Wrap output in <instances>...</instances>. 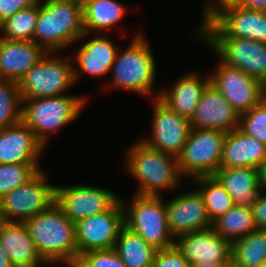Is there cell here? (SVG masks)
<instances>
[{"mask_svg":"<svg viewBox=\"0 0 266 267\" xmlns=\"http://www.w3.org/2000/svg\"><path fill=\"white\" fill-rule=\"evenodd\" d=\"M24 223L39 255L49 266L77 261L75 223L56 202Z\"/></svg>","mask_w":266,"mask_h":267,"instance_id":"cell-1","label":"cell"},{"mask_svg":"<svg viewBox=\"0 0 266 267\" xmlns=\"http://www.w3.org/2000/svg\"><path fill=\"white\" fill-rule=\"evenodd\" d=\"M125 155L127 173L139 182L134 194L162 196V190L180 187L183 175L177 157L157 151L141 140L134 143Z\"/></svg>","mask_w":266,"mask_h":267,"instance_id":"cell-2","label":"cell"},{"mask_svg":"<svg viewBox=\"0 0 266 267\" xmlns=\"http://www.w3.org/2000/svg\"><path fill=\"white\" fill-rule=\"evenodd\" d=\"M84 34L82 3L41 0L33 42L47 52L65 51Z\"/></svg>","mask_w":266,"mask_h":267,"instance_id":"cell-3","label":"cell"},{"mask_svg":"<svg viewBox=\"0 0 266 267\" xmlns=\"http://www.w3.org/2000/svg\"><path fill=\"white\" fill-rule=\"evenodd\" d=\"M146 37L140 32L135 34L126 49L121 53L117 52L108 87L131 91L142 97H159L160 92L154 93L156 57Z\"/></svg>","mask_w":266,"mask_h":267,"instance_id":"cell-4","label":"cell"},{"mask_svg":"<svg viewBox=\"0 0 266 267\" xmlns=\"http://www.w3.org/2000/svg\"><path fill=\"white\" fill-rule=\"evenodd\" d=\"M86 99L82 95L67 93L53 97L21 99V121L46 148L52 133L58 132L80 116Z\"/></svg>","mask_w":266,"mask_h":267,"instance_id":"cell-5","label":"cell"},{"mask_svg":"<svg viewBox=\"0 0 266 267\" xmlns=\"http://www.w3.org/2000/svg\"><path fill=\"white\" fill-rule=\"evenodd\" d=\"M202 11L195 38L238 37L266 43V12L248 10L241 5L203 8Z\"/></svg>","mask_w":266,"mask_h":267,"instance_id":"cell-6","label":"cell"},{"mask_svg":"<svg viewBox=\"0 0 266 267\" xmlns=\"http://www.w3.org/2000/svg\"><path fill=\"white\" fill-rule=\"evenodd\" d=\"M162 198L136 194L130 202L120 198L124 208L125 226L156 250L172 247L175 243L168 228L165 202Z\"/></svg>","mask_w":266,"mask_h":267,"instance_id":"cell-7","label":"cell"},{"mask_svg":"<svg viewBox=\"0 0 266 267\" xmlns=\"http://www.w3.org/2000/svg\"><path fill=\"white\" fill-rule=\"evenodd\" d=\"M46 55L18 82L21 99L53 97L65 94L75 84L73 55ZM53 56V57H52Z\"/></svg>","mask_w":266,"mask_h":267,"instance_id":"cell-8","label":"cell"},{"mask_svg":"<svg viewBox=\"0 0 266 267\" xmlns=\"http://www.w3.org/2000/svg\"><path fill=\"white\" fill-rule=\"evenodd\" d=\"M43 169L29 181L0 199V221L24 222L56 202V185H51Z\"/></svg>","mask_w":266,"mask_h":267,"instance_id":"cell-9","label":"cell"},{"mask_svg":"<svg viewBox=\"0 0 266 267\" xmlns=\"http://www.w3.org/2000/svg\"><path fill=\"white\" fill-rule=\"evenodd\" d=\"M225 136L217 130L192 128L177 156L183 178L214 176L220 168Z\"/></svg>","mask_w":266,"mask_h":267,"instance_id":"cell-10","label":"cell"},{"mask_svg":"<svg viewBox=\"0 0 266 267\" xmlns=\"http://www.w3.org/2000/svg\"><path fill=\"white\" fill-rule=\"evenodd\" d=\"M212 48L219 59L266 86V43L245 38H198Z\"/></svg>","mask_w":266,"mask_h":267,"instance_id":"cell-11","label":"cell"},{"mask_svg":"<svg viewBox=\"0 0 266 267\" xmlns=\"http://www.w3.org/2000/svg\"><path fill=\"white\" fill-rule=\"evenodd\" d=\"M210 73V83L241 115L258 105L266 97V86L258 79L221 60Z\"/></svg>","mask_w":266,"mask_h":267,"instance_id":"cell-12","label":"cell"},{"mask_svg":"<svg viewBox=\"0 0 266 267\" xmlns=\"http://www.w3.org/2000/svg\"><path fill=\"white\" fill-rule=\"evenodd\" d=\"M124 225L121 199L110 210L77 221L75 223L77 259L79 255L89 251L114 248Z\"/></svg>","mask_w":266,"mask_h":267,"instance_id":"cell-13","label":"cell"},{"mask_svg":"<svg viewBox=\"0 0 266 267\" xmlns=\"http://www.w3.org/2000/svg\"><path fill=\"white\" fill-rule=\"evenodd\" d=\"M153 115L150 137L141 138L147 146L177 157L192 129L189 119L178 115L159 98H152Z\"/></svg>","mask_w":266,"mask_h":267,"instance_id":"cell-14","label":"cell"},{"mask_svg":"<svg viewBox=\"0 0 266 267\" xmlns=\"http://www.w3.org/2000/svg\"><path fill=\"white\" fill-rule=\"evenodd\" d=\"M119 200V194L93 185H56V203L73 223L110 210Z\"/></svg>","mask_w":266,"mask_h":267,"instance_id":"cell-15","label":"cell"},{"mask_svg":"<svg viewBox=\"0 0 266 267\" xmlns=\"http://www.w3.org/2000/svg\"><path fill=\"white\" fill-rule=\"evenodd\" d=\"M193 189L165 201L168 228L174 238L193 231L209 229L213 225L203 196L196 187Z\"/></svg>","mask_w":266,"mask_h":267,"instance_id":"cell-16","label":"cell"},{"mask_svg":"<svg viewBox=\"0 0 266 267\" xmlns=\"http://www.w3.org/2000/svg\"><path fill=\"white\" fill-rule=\"evenodd\" d=\"M174 245L190 266L209 262L225 263L231 259L232 243L212 227L182 234L175 238Z\"/></svg>","mask_w":266,"mask_h":267,"instance_id":"cell-17","label":"cell"},{"mask_svg":"<svg viewBox=\"0 0 266 267\" xmlns=\"http://www.w3.org/2000/svg\"><path fill=\"white\" fill-rule=\"evenodd\" d=\"M190 122L192 128L228 133L239 128L240 114L213 84L209 83L198 101Z\"/></svg>","mask_w":266,"mask_h":267,"instance_id":"cell-18","label":"cell"},{"mask_svg":"<svg viewBox=\"0 0 266 267\" xmlns=\"http://www.w3.org/2000/svg\"><path fill=\"white\" fill-rule=\"evenodd\" d=\"M45 150L22 121L0 130V164H39Z\"/></svg>","mask_w":266,"mask_h":267,"instance_id":"cell-19","label":"cell"},{"mask_svg":"<svg viewBox=\"0 0 266 267\" xmlns=\"http://www.w3.org/2000/svg\"><path fill=\"white\" fill-rule=\"evenodd\" d=\"M88 41H84L82 46L74 54L73 60L74 81L77 83L82 74L87 73L92 77H104L110 73L118 52L117 45L108 39L105 34H95Z\"/></svg>","mask_w":266,"mask_h":267,"instance_id":"cell-20","label":"cell"},{"mask_svg":"<svg viewBox=\"0 0 266 267\" xmlns=\"http://www.w3.org/2000/svg\"><path fill=\"white\" fill-rule=\"evenodd\" d=\"M47 51L33 41L0 38V78L19 82Z\"/></svg>","mask_w":266,"mask_h":267,"instance_id":"cell-21","label":"cell"},{"mask_svg":"<svg viewBox=\"0 0 266 267\" xmlns=\"http://www.w3.org/2000/svg\"><path fill=\"white\" fill-rule=\"evenodd\" d=\"M0 240L13 267L49 266L39 255L24 222L0 221Z\"/></svg>","mask_w":266,"mask_h":267,"instance_id":"cell-22","label":"cell"},{"mask_svg":"<svg viewBox=\"0 0 266 267\" xmlns=\"http://www.w3.org/2000/svg\"><path fill=\"white\" fill-rule=\"evenodd\" d=\"M199 74L192 71L182 75L171 88L160 90L158 98L178 115L191 120L203 91L210 83L209 73L205 77Z\"/></svg>","mask_w":266,"mask_h":267,"instance_id":"cell-23","label":"cell"},{"mask_svg":"<svg viewBox=\"0 0 266 267\" xmlns=\"http://www.w3.org/2000/svg\"><path fill=\"white\" fill-rule=\"evenodd\" d=\"M266 158V144L239 128L226 133L220 168H258Z\"/></svg>","mask_w":266,"mask_h":267,"instance_id":"cell-24","label":"cell"},{"mask_svg":"<svg viewBox=\"0 0 266 267\" xmlns=\"http://www.w3.org/2000/svg\"><path fill=\"white\" fill-rule=\"evenodd\" d=\"M127 8L117 0H84L82 3L84 34L78 42L89 39L93 32L106 34L108 29L115 28L125 17Z\"/></svg>","mask_w":266,"mask_h":267,"instance_id":"cell-25","label":"cell"},{"mask_svg":"<svg viewBox=\"0 0 266 267\" xmlns=\"http://www.w3.org/2000/svg\"><path fill=\"white\" fill-rule=\"evenodd\" d=\"M214 176L224 186L235 205L251 206L262 193L258 168H219Z\"/></svg>","mask_w":266,"mask_h":267,"instance_id":"cell-26","label":"cell"},{"mask_svg":"<svg viewBox=\"0 0 266 267\" xmlns=\"http://www.w3.org/2000/svg\"><path fill=\"white\" fill-rule=\"evenodd\" d=\"M114 249L126 267H152L157 252L125 225L120 230Z\"/></svg>","mask_w":266,"mask_h":267,"instance_id":"cell-27","label":"cell"},{"mask_svg":"<svg viewBox=\"0 0 266 267\" xmlns=\"http://www.w3.org/2000/svg\"><path fill=\"white\" fill-rule=\"evenodd\" d=\"M212 228L231 243L256 230L250 206L234 205L213 221Z\"/></svg>","mask_w":266,"mask_h":267,"instance_id":"cell-28","label":"cell"},{"mask_svg":"<svg viewBox=\"0 0 266 267\" xmlns=\"http://www.w3.org/2000/svg\"><path fill=\"white\" fill-rule=\"evenodd\" d=\"M231 258L243 267H261L266 263V230L256 229L232 242Z\"/></svg>","mask_w":266,"mask_h":267,"instance_id":"cell-29","label":"cell"},{"mask_svg":"<svg viewBox=\"0 0 266 267\" xmlns=\"http://www.w3.org/2000/svg\"><path fill=\"white\" fill-rule=\"evenodd\" d=\"M203 196L209 218L213 222L231 209L235 203L215 176H201L191 181Z\"/></svg>","mask_w":266,"mask_h":267,"instance_id":"cell-30","label":"cell"},{"mask_svg":"<svg viewBox=\"0 0 266 267\" xmlns=\"http://www.w3.org/2000/svg\"><path fill=\"white\" fill-rule=\"evenodd\" d=\"M38 16L39 4L21 9L0 25V38L33 41V33Z\"/></svg>","mask_w":266,"mask_h":267,"instance_id":"cell-31","label":"cell"},{"mask_svg":"<svg viewBox=\"0 0 266 267\" xmlns=\"http://www.w3.org/2000/svg\"><path fill=\"white\" fill-rule=\"evenodd\" d=\"M21 121V97L18 82L0 81V130Z\"/></svg>","mask_w":266,"mask_h":267,"instance_id":"cell-32","label":"cell"},{"mask_svg":"<svg viewBox=\"0 0 266 267\" xmlns=\"http://www.w3.org/2000/svg\"><path fill=\"white\" fill-rule=\"evenodd\" d=\"M41 169L39 164H0V199L29 181Z\"/></svg>","mask_w":266,"mask_h":267,"instance_id":"cell-33","label":"cell"},{"mask_svg":"<svg viewBox=\"0 0 266 267\" xmlns=\"http://www.w3.org/2000/svg\"><path fill=\"white\" fill-rule=\"evenodd\" d=\"M239 129L266 144V97L258 105L240 115Z\"/></svg>","mask_w":266,"mask_h":267,"instance_id":"cell-34","label":"cell"},{"mask_svg":"<svg viewBox=\"0 0 266 267\" xmlns=\"http://www.w3.org/2000/svg\"><path fill=\"white\" fill-rule=\"evenodd\" d=\"M77 262L82 267H126L114 248L81 254Z\"/></svg>","mask_w":266,"mask_h":267,"instance_id":"cell-35","label":"cell"},{"mask_svg":"<svg viewBox=\"0 0 266 267\" xmlns=\"http://www.w3.org/2000/svg\"><path fill=\"white\" fill-rule=\"evenodd\" d=\"M152 267H190V264L174 245L166 249L157 250Z\"/></svg>","mask_w":266,"mask_h":267,"instance_id":"cell-36","label":"cell"},{"mask_svg":"<svg viewBox=\"0 0 266 267\" xmlns=\"http://www.w3.org/2000/svg\"><path fill=\"white\" fill-rule=\"evenodd\" d=\"M41 0H0V25L23 8L36 6Z\"/></svg>","mask_w":266,"mask_h":267,"instance_id":"cell-37","label":"cell"},{"mask_svg":"<svg viewBox=\"0 0 266 267\" xmlns=\"http://www.w3.org/2000/svg\"><path fill=\"white\" fill-rule=\"evenodd\" d=\"M250 207L256 228L266 230V193L262 192Z\"/></svg>","mask_w":266,"mask_h":267,"instance_id":"cell-38","label":"cell"},{"mask_svg":"<svg viewBox=\"0 0 266 267\" xmlns=\"http://www.w3.org/2000/svg\"><path fill=\"white\" fill-rule=\"evenodd\" d=\"M203 8H225L232 5H241L245 0H205Z\"/></svg>","mask_w":266,"mask_h":267,"instance_id":"cell-39","label":"cell"},{"mask_svg":"<svg viewBox=\"0 0 266 267\" xmlns=\"http://www.w3.org/2000/svg\"><path fill=\"white\" fill-rule=\"evenodd\" d=\"M241 6L248 10L266 12V0H245Z\"/></svg>","mask_w":266,"mask_h":267,"instance_id":"cell-40","label":"cell"},{"mask_svg":"<svg viewBox=\"0 0 266 267\" xmlns=\"http://www.w3.org/2000/svg\"><path fill=\"white\" fill-rule=\"evenodd\" d=\"M258 177L261 190L266 193V158L258 167Z\"/></svg>","mask_w":266,"mask_h":267,"instance_id":"cell-41","label":"cell"},{"mask_svg":"<svg viewBox=\"0 0 266 267\" xmlns=\"http://www.w3.org/2000/svg\"><path fill=\"white\" fill-rule=\"evenodd\" d=\"M0 267H13L0 240Z\"/></svg>","mask_w":266,"mask_h":267,"instance_id":"cell-42","label":"cell"},{"mask_svg":"<svg viewBox=\"0 0 266 267\" xmlns=\"http://www.w3.org/2000/svg\"><path fill=\"white\" fill-rule=\"evenodd\" d=\"M225 263H220V262H209V263H201V264H196V265H191L190 267H224Z\"/></svg>","mask_w":266,"mask_h":267,"instance_id":"cell-43","label":"cell"},{"mask_svg":"<svg viewBox=\"0 0 266 267\" xmlns=\"http://www.w3.org/2000/svg\"><path fill=\"white\" fill-rule=\"evenodd\" d=\"M224 267H243L242 265L238 264L237 262H235L232 258L225 262Z\"/></svg>","mask_w":266,"mask_h":267,"instance_id":"cell-44","label":"cell"},{"mask_svg":"<svg viewBox=\"0 0 266 267\" xmlns=\"http://www.w3.org/2000/svg\"><path fill=\"white\" fill-rule=\"evenodd\" d=\"M67 267H82L77 261L65 264Z\"/></svg>","mask_w":266,"mask_h":267,"instance_id":"cell-45","label":"cell"},{"mask_svg":"<svg viewBox=\"0 0 266 267\" xmlns=\"http://www.w3.org/2000/svg\"><path fill=\"white\" fill-rule=\"evenodd\" d=\"M57 1H74L77 3H83L84 0H57Z\"/></svg>","mask_w":266,"mask_h":267,"instance_id":"cell-46","label":"cell"}]
</instances>
